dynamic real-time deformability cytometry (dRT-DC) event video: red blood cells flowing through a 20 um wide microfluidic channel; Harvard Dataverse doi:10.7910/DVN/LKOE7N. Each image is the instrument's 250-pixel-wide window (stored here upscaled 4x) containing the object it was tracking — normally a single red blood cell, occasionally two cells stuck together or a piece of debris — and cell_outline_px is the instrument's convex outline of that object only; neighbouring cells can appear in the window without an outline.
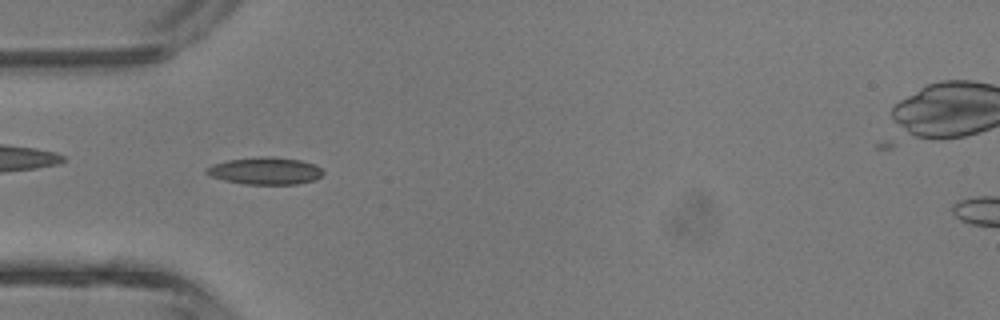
{"species": "common noctule bat (a hibernating species)", "species_latin": "Nyctalus noctula", "temperature_condition": "room temperature", "stored_images_in_passage": 3, "camera_frame_rate_fps": 3000, "um_per_image_px": 0.085, "animal": {"sex": "male", "body_mass_g": 13.3}, "frame": {"image": 1, "passage_image": 3, "time_ms": 3.0, "image_size_px": [1000, 320], "cell_outline_px": [[324, 172], [316, 180], [296, 184], [244, 184], [224, 180], [208, 176], [204, 172], [204, 168], [212, 164], [228, 160], [260, 156], [272, 156], [300, 160], [312, 164], [320, 168]], "centroid_in_image_um": [22.48, 14.52], "position_along_channel_um": 62.5, "area_um2": 18.61}}